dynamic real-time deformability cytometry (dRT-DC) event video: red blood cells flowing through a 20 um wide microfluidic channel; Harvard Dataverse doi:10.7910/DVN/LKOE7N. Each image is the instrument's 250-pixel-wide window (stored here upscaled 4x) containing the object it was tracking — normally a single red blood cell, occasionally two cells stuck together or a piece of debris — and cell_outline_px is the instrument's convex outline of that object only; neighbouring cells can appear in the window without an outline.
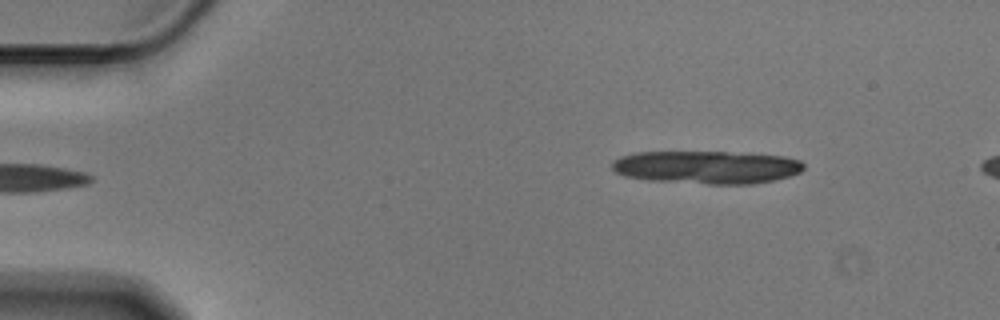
{"species": "Egyptian fruit bat (a non-hibernating species)", "species_latin": "Rousettus aegyptiacus", "temperature_condition": "cold", "stored_images_in_passage": 6, "camera_frame_rate_fps": 3000, "um_per_image_px": 0.085, "animal": {"sex": "male"}, "frame": {"image": 1, "passage_image": 5, "time_ms": 1.333, "image_size_px": [1000, 320], "cell_outline_px": [[804, 168], [800, 172], [776, 180], [752, 184], [708, 184], [648, 180], [624, 176], [616, 172], [612, 168], [612, 160], [620, 156], [636, 152], [728, 152], [784, 156], [800, 160], [804, 164]], "centroid_in_image_um": [60.06, 14.21], "position_along_channel_um": 24.9, "area_um2": 36.99}}